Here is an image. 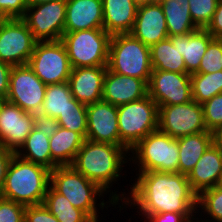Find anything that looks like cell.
<instances>
[{"instance_id":"1","label":"cell","mask_w":222,"mask_h":222,"mask_svg":"<svg viewBox=\"0 0 222 222\" xmlns=\"http://www.w3.org/2000/svg\"><path fill=\"white\" fill-rule=\"evenodd\" d=\"M136 176L129 191L131 196L128 194L122 202L123 208L136 206L134 209H138L139 214L176 212L182 213L190 222L195 219L198 195L191 189L187 175L149 171L139 172Z\"/></svg>"},{"instance_id":"2","label":"cell","mask_w":222,"mask_h":222,"mask_svg":"<svg viewBox=\"0 0 222 222\" xmlns=\"http://www.w3.org/2000/svg\"><path fill=\"white\" fill-rule=\"evenodd\" d=\"M129 151L121 145L93 142L85 139L76 154L72 167L89 180L98 184L117 204L126 199V193H111L112 184L121 177L125 163L129 160ZM127 157V158H125ZM114 182V183H113ZM109 189V191H108Z\"/></svg>"},{"instance_id":"3","label":"cell","mask_w":222,"mask_h":222,"mask_svg":"<svg viewBox=\"0 0 222 222\" xmlns=\"http://www.w3.org/2000/svg\"><path fill=\"white\" fill-rule=\"evenodd\" d=\"M50 185V170L20 158L12 156L9 163L1 197L24 206L43 204Z\"/></svg>"},{"instance_id":"4","label":"cell","mask_w":222,"mask_h":222,"mask_svg":"<svg viewBox=\"0 0 222 222\" xmlns=\"http://www.w3.org/2000/svg\"><path fill=\"white\" fill-rule=\"evenodd\" d=\"M50 185L58 193L64 195L75 208L84 211L94 222H99L98 214L100 212L97 211V209L99 210L97 206L102 210L109 202L112 207L119 205L111 197H109V201H100L101 203L99 202L98 205L97 200L101 196L104 197L103 193L107 194L106 191L77 172L72 166H57L50 170Z\"/></svg>"},{"instance_id":"5","label":"cell","mask_w":222,"mask_h":222,"mask_svg":"<svg viewBox=\"0 0 222 222\" xmlns=\"http://www.w3.org/2000/svg\"><path fill=\"white\" fill-rule=\"evenodd\" d=\"M129 156V161L138 165L136 172L176 173L179 162L178 138H172L157 129L129 150Z\"/></svg>"},{"instance_id":"6","label":"cell","mask_w":222,"mask_h":222,"mask_svg":"<svg viewBox=\"0 0 222 222\" xmlns=\"http://www.w3.org/2000/svg\"><path fill=\"white\" fill-rule=\"evenodd\" d=\"M107 68L114 73L136 77L149 83L153 70L150 47L130 33L111 35Z\"/></svg>"},{"instance_id":"7","label":"cell","mask_w":222,"mask_h":222,"mask_svg":"<svg viewBox=\"0 0 222 222\" xmlns=\"http://www.w3.org/2000/svg\"><path fill=\"white\" fill-rule=\"evenodd\" d=\"M117 112L120 145L128 151L158 129L159 107L149 95L118 106Z\"/></svg>"},{"instance_id":"8","label":"cell","mask_w":222,"mask_h":222,"mask_svg":"<svg viewBox=\"0 0 222 222\" xmlns=\"http://www.w3.org/2000/svg\"><path fill=\"white\" fill-rule=\"evenodd\" d=\"M111 35L104 29L64 32L63 42L72 68L107 66Z\"/></svg>"},{"instance_id":"9","label":"cell","mask_w":222,"mask_h":222,"mask_svg":"<svg viewBox=\"0 0 222 222\" xmlns=\"http://www.w3.org/2000/svg\"><path fill=\"white\" fill-rule=\"evenodd\" d=\"M27 64L46 85L67 82L72 70L61 40L38 41Z\"/></svg>"},{"instance_id":"10","label":"cell","mask_w":222,"mask_h":222,"mask_svg":"<svg viewBox=\"0 0 222 222\" xmlns=\"http://www.w3.org/2000/svg\"><path fill=\"white\" fill-rule=\"evenodd\" d=\"M37 42L21 18L0 19V61L26 65Z\"/></svg>"},{"instance_id":"11","label":"cell","mask_w":222,"mask_h":222,"mask_svg":"<svg viewBox=\"0 0 222 222\" xmlns=\"http://www.w3.org/2000/svg\"><path fill=\"white\" fill-rule=\"evenodd\" d=\"M158 129L175 139L207 131L202 104L191 100L159 107Z\"/></svg>"},{"instance_id":"12","label":"cell","mask_w":222,"mask_h":222,"mask_svg":"<svg viewBox=\"0 0 222 222\" xmlns=\"http://www.w3.org/2000/svg\"><path fill=\"white\" fill-rule=\"evenodd\" d=\"M21 19L37 41L61 40L66 21V0L28 6Z\"/></svg>"},{"instance_id":"13","label":"cell","mask_w":222,"mask_h":222,"mask_svg":"<svg viewBox=\"0 0 222 222\" xmlns=\"http://www.w3.org/2000/svg\"><path fill=\"white\" fill-rule=\"evenodd\" d=\"M46 86L28 64L12 66L6 100L37 116L45 98Z\"/></svg>"},{"instance_id":"14","label":"cell","mask_w":222,"mask_h":222,"mask_svg":"<svg viewBox=\"0 0 222 222\" xmlns=\"http://www.w3.org/2000/svg\"><path fill=\"white\" fill-rule=\"evenodd\" d=\"M148 95L158 107L190 102L192 100L190 74L152 70Z\"/></svg>"},{"instance_id":"15","label":"cell","mask_w":222,"mask_h":222,"mask_svg":"<svg viewBox=\"0 0 222 222\" xmlns=\"http://www.w3.org/2000/svg\"><path fill=\"white\" fill-rule=\"evenodd\" d=\"M38 122L35 114L6 100L0 111V145L16 153Z\"/></svg>"},{"instance_id":"16","label":"cell","mask_w":222,"mask_h":222,"mask_svg":"<svg viewBox=\"0 0 222 222\" xmlns=\"http://www.w3.org/2000/svg\"><path fill=\"white\" fill-rule=\"evenodd\" d=\"M86 139L120 145L117 106L104 100L87 105Z\"/></svg>"},{"instance_id":"17","label":"cell","mask_w":222,"mask_h":222,"mask_svg":"<svg viewBox=\"0 0 222 222\" xmlns=\"http://www.w3.org/2000/svg\"><path fill=\"white\" fill-rule=\"evenodd\" d=\"M148 95V83L142 79L114 73L107 68L102 100L115 106L138 101Z\"/></svg>"},{"instance_id":"18","label":"cell","mask_w":222,"mask_h":222,"mask_svg":"<svg viewBox=\"0 0 222 222\" xmlns=\"http://www.w3.org/2000/svg\"><path fill=\"white\" fill-rule=\"evenodd\" d=\"M130 34L148 47L168 38L165 16L160 2L138 6Z\"/></svg>"},{"instance_id":"19","label":"cell","mask_w":222,"mask_h":222,"mask_svg":"<svg viewBox=\"0 0 222 222\" xmlns=\"http://www.w3.org/2000/svg\"><path fill=\"white\" fill-rule=\"evenodd\" d=\"M107 66L72 68L68 83L75 99L85 105L102 100Z\"/></svg>"},{"instance_id":"20","label":"cell","mask_w":222,"mask_h":222,"mask_svg":"<svg viewBox=\"0 0 222 222\" xmlns=\"http://www.w3.org/2000/svg\"><path fill=\"white\" fill-rule=\"evenodd\" d=\"M103 29L102 0H66L64 32Z\"/></svg>"},{"instance_id":"21","label":"cell","mask_w":222,"mask_h":222,"mask_svg":"<svg viewBox=\"0 0 222 222\" xmlns=\"http://www.w3.org/2000/svg\"><path fill=\"white\" fill-rule=\"evenodd\" d=\"M222 172V148L214 143L204 152L187 178L191 189L199 195L203 190L215 187Z\"/></svg>"},{"instance_id":"22","label":"cell","mask_w":222,"mask_h":222,"mask_svg":"<svg viewBox=\"0 0 222 222\" xmlns=\"http://www.w3.org/2000/svg\"><path fill=\"white\" fill-rule=\"evenodd\" d=\"M137 8L134 0H102L103 29L110 35L130 33Z\"/></svg>"},{"instance_id":"23","label":"cell","mask_w":222,"mask_h":222,"mask_svg":"<svg viewBox=\"0 0 222 222\" xmlns=\"http://www.w3.org/2000/svg\"><path fill=\"white\" fill-rule=\"evenodd\" d=\"M51 123L38 122L26 138L25 143L15 153L20 158L43 165L53 170L57 165L52 161L49 147Z\"/></svg>"},{"instance_id":"24","label":"cell","mask_w":222,"mask_h":222,"mask_svg":"<svg viewBox=\"0 0 222 222\" xmlns=\"http://www.w3.org/2000/svg\"><path fill=\"white\" fill-rule=\"evenodd\" d=\"M168 38L174 47H178L185 61L186 74L190 75L199 70L207 46L214 39L206 29H197L186 35L169 36Z\"/></svg>"},{"instance_id":"25","label":"cell","mask_w":222,"mask_h":222,"mask_svg":"<svg viewBox=\"0 0 222 222\" xmlns=\"http://www.w3.org/2000/svg\"><path fill=\"white\" fill-rule=\"evenodd\" d=\"M85 138L77 132L51 123L49 147L57 166H71Z\"/></svg>"},{"instance_id":"26","label":"cell","mask_w":222,"mask_h":222,"mask_svg":"<svg viewBox=\"0 0 222 222\" xmlns=\"http://www.w3.org/2000/svg\"><path fill=\"white\" fill-rule=\"evenodd\" d=\"M213 132L204 131L178 138V173L188 175L204 152L213 144Z\"/></svg>"},{"instance_id":"27","label":"cell","mask_w":222,"mask_h":222,"mask_svg":"<svg viewBox=\"0 0 222 222\" xmlns=\"http://www.w3.org/2000/svg\"><path fill=\"white\" fill-rule=\"evenodd\" d=\"M169 36L186 35L199 29L190 16L188 0L160 1Z\"/></svg>"},{"instance_id":"28","label":"cell","mask_w":222,"mask_h":222,"mask_svg":"<svg viewBox=\"0 0 222 222\" xmlns=\"http://www.w3.org/2000/svg\"><path fill=\"white\" fill-rule=\"evenodd\" d=\"M73 98L68 81L60 84H48L40 113L37 115L39 122L53 123L60 113L71 106Z\"/></svg>"},{"instance_id":"29","label":"cell","mask_w":222,"mask_h":222,"mask_svg":"<svg viewBox=\"0 0 222 222\" xmlns=\"http://www.w3.org/2000/svg\"><path fill=\"white\" fill-rule=\"evenodd\" d=\"M150 57L153 70L186 73L184 58L169 38L152 45Z\"/></svg>"},{"instance_id":"30","label":"cell","mask_w":222,"mask_h":222,"mask_svg":"<svg viewBox=\"0 0 222 222\" xmlns=\"http://www.w3.org/2000/svg\"><path fill=\"white\" fill-rule=\"evenodd\" d=\"M43 204L59 222H94L84 211L75 208L51 185L47 189Z\"/></svg>"},{"instance_id":"31","label":"cell","mask_w":222,"mask_h":222,"mask_svg":"<svg viewBox=\"0 0 222 222\" xmlns=\"http://www.w3.org/2000/svg\"><path fill=\"white\" fill-rule=\"evenodd\" d=\"M190 78L192 100L199 104L222 93V70L214 73H193Z\"/></svg>"},{"instance_id":"32","label":"cell","mask_w":222,"mask_h":222,"mask_svg":"<svg viewBox=\"0 0 222 222\" xmlns=\"http://www.w3.org/2000/svg\"><path fill=\"white\" fill-rule=\"evenodd\" d=\"M52 124L80 133L86 139L87 105L73 98L71 106L63 113H60L59 117Z\"/></svg>"},{"instance_id":"33","label":"cell","mask_w":222,"mask_h":222,"mask_svg":"<svg viewBox=\"0 0 222 222\" xmlns=\"http://www.w3.org/2000/svg\"><path fill=\"white\" fill-rule=\"evenodd\" d=\"M197 212L203 210L208 219H199L201 222H222V189L211 187L203 190L197 198ZM201 208V209H200ZM210 216V217H209ZM211 218L212 220H209Z\"/></svg>"},{"instance_id":"34","label":"cell","mask_w":222,"mask_h":222,"mask_svg":"<svg viewBox=\"0 0 222 222\" xmlns=\"http://www.w3.org/2000/svg\"><path fill=\"white\" fill-rule=\"evenodd\" d=\"M219 0H188L190 16L199 29L210 23Z\"/></svg>"},{"instance_id":"35","label":"cell","mask_w":222,"mask_h":222,"mask_svg":"<svg viewBox=\"0 0 222 222\" xmlns=\"http://www.w3.org/2000/svg\"><path fill=\"white\" fill-rule=\"evenodd\" d=\"M222 70V39H213L207 46L196 73H214Z\"/></svg>"},{"instance_id":"36","label":"cell","mask_w":222,"mask_h":222,"mask_svg":"<svg viewBox=\"0 0 222 222\" xmlns=\"http://www.w3.org/2000/svg\"><path fill=\"white\" fill-rule=\"evenodd\" d=\"M202 106L205 127L213 132L222 124V93L205 101Z\"/></svg>"},{"instance_id":"37","label":"cell","mask_w":222,"mask_h":222,"mask_svg":"<svg viewBox=\"0 0 222 222\" xmlns=\"http://www.w3.org/2000/svg\"><path fill=\"white\" fill-rule=\"evenodd\" d=\"M26 206L0 196V222H24Z\"/></svg>"},{"instance_id":"38","label":"cell","mask_w":222,"mask_h":222,"mask_svg":"<svg viewBox=\"0 0 222 222\" xmlns=\"http://www.w3.org/2000/svg\"><path fill=\"white\" fill-rule=\"evenodd\" d=\"M27 7V0H0V19L22 18Z\"/></svg>"},{"instance_id":"39","label":"cell","mask_w":222,"mask_h":222,"mask_svg":"<svg viewBox=\"0 0 222 222\" xmlns=\"http://www.w3.org/2000/svg\"><path fill=\"white\" fill-rule=\"evenodd\" d=\"M24 222H59L44 204L26 206Z\"/></svg>"},{"instance_id":"40","label":"cell","mask_w":222,"mask_h":222,"mask_svg":"<svg viewBox=\"0 0 222 222\" xmlns=\"http://www.w3.org/2000/svg\"><path fill=\"white\" fill-rule=\"evenodd\" d=\"M144 219L145 222H190L182 213L176 212H165L157 214H139Z\"/></svg>"},{"instance_id":"41","label":"cell","mask_w":222,"mask_h":222,"mask_svg":"<svg viewBox=\"0 0 222 222\" xmlns=\"http://www.w3.org/2000/svg\"><path fill=\"white\" fill-rule=\"evenodd\" d=\"M205 29L214 39H222V0L218 1L214 15Z\"/></svg>"},{"instance_id":"42","label":"cell","mask_w":222,"mask_h":222,"mask_svg":"<svg viewBox=\"0 0 222 222\" xmlns=\"http://www.w3.org/2000/svg\"><path fill=\"white\" fill-rule=\"evenodd\" d=\"M15 153L0 145V196L3 189L7 169Z\"/></svg>"},{"instance_id":"43","label":"cell","mask_w":222,"mask_h":222,"mask_svg":"<svg viewBox=\"0 0 222 222\" xmlns=\"http://www.w3.org/2000/svg\"><path fill=\"white\" fill-rule=\"evenodd\" d=\"M11 69L10 64L0 61V97H7Z\"/></svg>"},{"instance_id":"44","label":"cell","mask_w":222,"mask_h":222,"mask_svg":"<svg viewBox=\"0 0 222 222\" xmlns=\"http://www.w3.org/2000/svg\"><path fill=\"white\" fill-rule=\"evenodd\" d=\"M213 142L222 148V124L213 131Z\"/></svg>"},{"instance_id":"45","label":"cell","mask_w":222,"mask_h":222,"mask_svg":"<svg viewBox=\"0 0 222 222\" xmlns=\"http://www.w3.org/2000/svg\"><path fill=\"white\" fill-rule=\"evenodd\" d=\"M51 1H55V0H27V5L34 6V5H39V4H43V3H48Z\"/></svg>"},{"instance_id":"46","label":"cell","mask_w":222,"mask_h":222,"mask_svg":"<svg viewBox=\"0 0 222 222\" xmlns=\"http://www.w3.org/2000/svg\"><path fill=\"white\" fill-rule=\"evenodd\" d=\"M134 2L140 6V5H144V4H152L154 3V0H134Z\"/></svg>"},{"instance_id":"47","label":"cell","mask_w":222,"mask_h":222,"mask_svg":"<svg viewBox=\"0 0 222 222\" xmlns=\"http://www.w3.org/2000/svg\"><path fill=\"white\" fill-rule=\"evenodd\" d=\"M215 187H218V188L222 189V172L219 175V178H218V181H217Z\"/></svg>"},{"instance_id":"48","label":"cell","mask_w":222,"mask_h":222,"mask_svg":"<svg viewBox=\"0 0 222 222\" xmlns=\"http://www.w3.org/2000/svg\"><path fill=\"white\" fill-rule=\"evenodd\" d=\"M5 101H6V98L0 97V111H1L2 106H3V104L5 103Z\"/></svg>"}]
</instances>
